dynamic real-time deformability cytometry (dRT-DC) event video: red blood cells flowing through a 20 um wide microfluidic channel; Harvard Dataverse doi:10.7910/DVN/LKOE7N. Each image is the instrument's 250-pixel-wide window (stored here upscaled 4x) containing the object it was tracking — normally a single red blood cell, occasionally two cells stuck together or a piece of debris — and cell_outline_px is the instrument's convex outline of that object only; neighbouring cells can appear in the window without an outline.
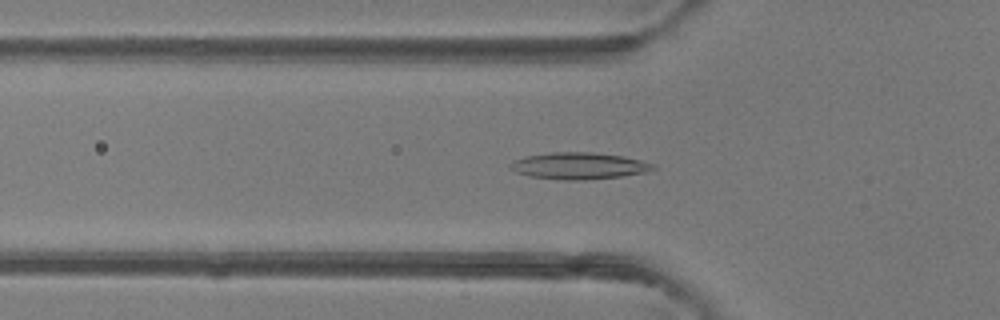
{"species": "common noctule bat (a hibernating species)", "species_latin": "Nyctalus noctula", "temperature_condition": "room temperature", "stored_images_in_passage": 39, "camera_frame_rate_fps": 3000, "um_per_image_px": 0.085, "animal": {"sex": "female"}, "frame": {"image": 1, "passage_image": 7, "time_ms": 2.0, "image_size_px": [1000, 320], "cell_outline_px": [[656, 168], [648, 172], [624, 176], [584, 180], [564, 180], [528, 176], [516, 172], [508, 164], [512, 160], [524, 156], [552, 152], [592, 152], [624, 156], [656, 164]], "centroid_in_image_um": [49.22, 14.09], "position_along_channel_um": 76.6, "area_um2": 22.48}}
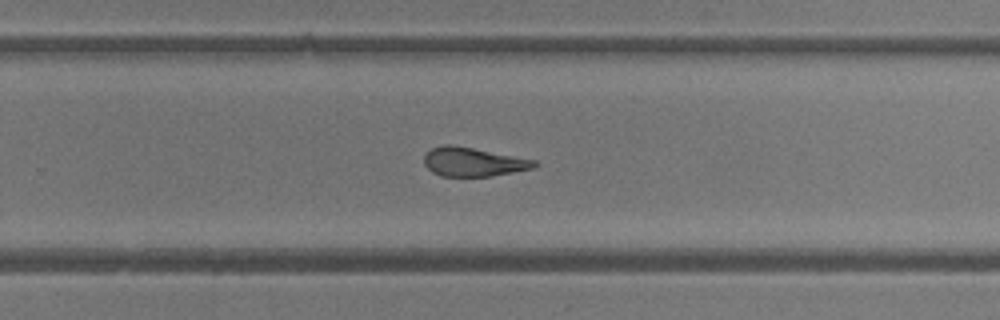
{"frame": {"image": 2, "passage_image": 22, "time_ms": 7.0, "image_size_px": [1000, 320], "cell_outline_px": [[540, 164], [536, 168], [488, 176], [440, 176], [432, 172], [424, 164], [424, 156], [432, 148], [444, 144], [452, 144], [536, 160]], "centroid_in_image_um": [40.24, 13.76], "position_along_channel_um": 289.6, "area_um2": 18.55}}
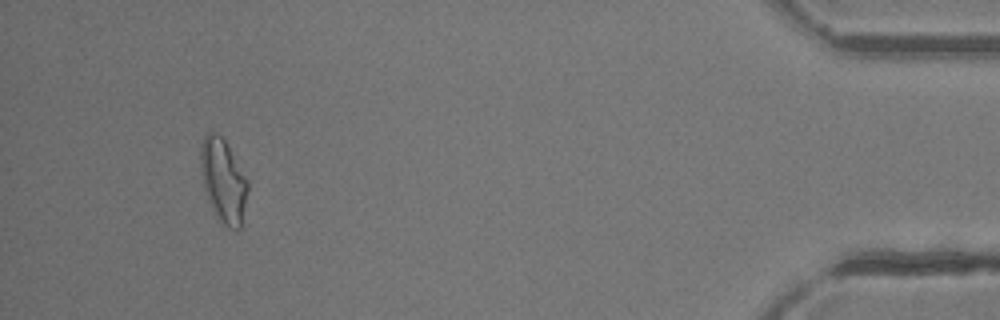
{"frame": {"image": 3, "passage_image": 36, "time_ms": 11.667, "image_size_px": [1000, 320], "cell_outline_px": [[248, 188], [240, 228], [228, 228], [220, 220], [212, 208], [204, 188], [200, 168], [200, 148], [204, 136], [208, 132], [216, 132], [224, 140], [248, 180]], "centroid_in_image_um": [18.96, 15.32], "position_along_channel_um": 416.2, "area_um2": 22.48}, "authors_computed_cell_mechanics": {"area_um2": 19.941, "velocity_mm_per_s": 4.253, "shape_relaxation_time_tau1_ms": null, "shape_relaxation_time_tau2_ms": 3.3089, "deformation_change_tau1": null, "deformation_change_tau2": 0.1431}}